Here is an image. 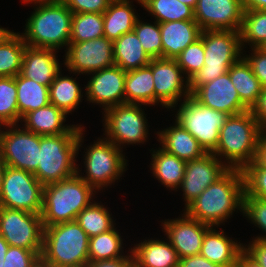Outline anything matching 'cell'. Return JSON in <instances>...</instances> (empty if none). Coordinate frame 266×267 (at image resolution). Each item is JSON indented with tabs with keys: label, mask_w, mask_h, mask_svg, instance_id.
I'll list each match as a JSON object with an SVG mask.
<instances>
[{
	"label": "cell",
	"mask_w": 266,
	"mask_h": 267,
	"mask_svg": "<svg viewBox=\"0 0 266 267\" xmlns=\"http://www.w3.org/2000/svg\"><path fill=\"white\" fill-rule=\"evenodd\" d=\"M244 191L242 170L229 169L183 211L188 217L217 228L237 209L242 212Z\"/></svg>",
	"instance_id": "1"
},
{
	"label": "cell",
	"mask_w": 266,
	"mask_h": 267,
	"mask_svg": "<svg viewBox=\"0 0 266 267\" xmlns=\"http://www.w3.org/2000/svg\"><path fill=\"white\" fill-rule=\"evenodd\" d=\"M263 130L251 110L231 115L219 131V141L212 152L229 169L243 170L262 156Z\"/></svg>",
	"instance_id": "2"
},
{
	"label": "cell",
	"mask_w": 266,
	"mask_h": 267,
	"mask_svg": "<svg viewBox=\"0 0 266 267\" xmlns=\"http://www.w3.org/2000/svg\"><path fill=\"white\" fill-rule=\"evenodd\" d=\"M35 4V5H34ZM21 33L27 46L53 50L67 49L73 13L62 1L36 2Z\"/></svg>",
	"instance_id": "3"
},
{
	"label": "cell",
	"mask_w": 266,
	"mask_h": 267,
	"mask_svg": "<svg viewBox=\"0 0 266 267\" xmlns=\"http://www.w3.org/2000/svg\"><path fill=\"white\" fill-rule=\"evenodd\" d=\"M96 192L77 173L45 185L40 214L43 227L76 220L77 215L92 203Z\"/></svg>",
	"instance_id": "4"
},
{
	"label": "cell",
	"mask_w": 266,
	"mask_h": 267,
	"mask_svg": "<svg viewBox=\"0 0 266 267\" xmlns=\"http://www.w3.org/2000/svg\"><path fill=\"white\" fill-rule=\"evenodd\" d=\"M40 135L39 165L33 173L43 185L70 178L77 172V158L84 133Z\"/></svg>",
	"instance_id": "5"
},
{
	"label": "cell",
	"mask_w": 266,
	"mask_h": 267,
	"mask_svg": "<svg viewBox=\"0 0 266 267\" xmlns=\"http://www.w3.org/2000/svg\"><path fill=\"white\" fill-rule=\"evenodd\" d=\"M89 239L76 220L44 227L41 258L50 267H87Z\"/></svg>",
	"instance_id": "6"
},
{
	"label": "cell",
	"mask_w": 266,
	"mask_h": 267,
	"mask_svg": "<svg viewBox=\"0 0 266 267\" xmlns=\"http://www.w3.org/2000/svg\"><path fill=\"white\" fill-rule=\"evenodd\" d=\"M200 37L204 45V66L189 80L192 94L199 86L228 72L243 52L240 33L233 30H204Z\"/></svg>",
	"instance_id": "7"
},
{
	"label": "cell",
	"mask_w": 266,
	"mask_h": 267,
	"mask_svg": "<svg viewBox=\"0 0 266 267\" xmlns=\"http://www.w3.org/2000/svg\"><path fill=\"white\" fill-rule=\"evenodd\" d=\"M87 146L83 155L85 158L84 172L82 175L79 165L77 174L97 192L115 184V181L123 175L128 165L123 150L115 146L112 142L103 138H98L93 145Z\"/></svg>",
	"instance_id": "8"
},
{
	"label": "cell",
	"mask_w": 266,
	"mask_h": 267,
	"mask_svg": "<svg viewBox=\"0 0 266 267\" xmlns=\"http://www.w3.org/2000/svg\"><path fill=\"white\" fill-rule=\"evenodd\" d=\"M140 104H120L103 111L104 137L115 146L144 144L148 139V120Z\"/></svg>",
	"instance_id": "9"
},
{
	"label": "cell",
	"mask_w": 266,
	"mask_h": 267,
	"mask_svg": "<svg viewBox=\"0 0 266 267\" xmlns=\"http://www.w3.org/2000/svg\"><path fill=\"white\" fill-rule=\"evenodd\" d=\"M182 101L174 120L188 130L207 153H212L219 141V131L229 115L203 106L191 95Z\"/></svg>",
	"instance_id": "10"
},
{
	"label": "cell",
	"mask_w": 266,
	"mask_h": 267,
	"mask_svg": "<svg viewBox=\"0 0 266 267\" xmlns=\"http://www.w3.org/2000/svg\"><path fill=\"white\" fill-rule=\"evenodd\" d=\"M43 189L33 173L7 166L0 191V206L41 214Z\"/></svg>",
	"instance_id": "11"
},
{
	"label": "cell",
	"mask_w": 266,
	"mask_h": 267,
	"mask_svg": "<svg viewBox=\"0 0 266 267\" xmlns=\"http://www.w3.org/2000/svg\"><path fill=\"white\" fill-rule=\"evenodd\" d=\"M43 231L40 214L0 206V235L9 246L33 250L41 256Z\"/></svg>",
	"instance_id": "12"
},
{
	"label": "cell",
	"mask_w": 266,
	"mask_h": 267,
	"mask_svg": "<svg viewBox=\"0 0 266 267\" xmlns=\"http://www.w3.org/2000/svg\"><path fill=\"white\" fill-rule=\"evenodd\" d=\"M3 127V130L0 127V154L4 163L34 173L39 165L40 135L19 124Z\"/></svg>",
	"instance_id": "13"
},
{
	"label": "cell",
	"mask_w": 266,
	"mask_h": 267,
	"mask_svg": "<svg viewBox=\"0 0 266 267\" xmlns=\"http://www.w3.org/2000/svg\"><path fill=\"white\" fill-rule=\"evenodd\" d=\"M65 51L64 67L77 76L87 75L115 65L113 41L106 37L83 42H70Z\"/></svg>",
	"instance_id": "14"
},
{
	"label": "cell",
	"mask_w": 266,
	"mask_h": 267,
	"mask_svg": "<svg viewBox=\"0 0 266 267\" xmlns=\"http://www.w3.org/2000/svg\"><path fill=\"white\" fill-rule=\"evenodd\" d=\"M152 74L155 90V104L162 105L167 110L177 107L191 94L189 80L184 78L182 69L175 59L156 58L152 59ZM174 107V108H173Z\"/></svg>",
	"instance_id": "15"
},
{
	"label": "cell",
	"mask_w": 266,
	"mask_h": 267,
	"mask_svg": "<svg viewBox=\"0 0 266 267\" xmlns=\"http://www.w3.org/2000/svg\"><path fill=\"white\" fill-rule=\"evenodd\" d=\"M244 14L242 0H198L194 20L204 30L239 32Z\"/></svg>",
	"instance_id": "16"
},
{
	"label": "cell",
	"mask_w": 266,
	"mask_h": 267,
	"mask_svg": "<svg viewBox=\"0 0 266 267\" xmlns=\"http://www.w3.org/2000/svg\"><path fill=\"white\" fill-rule=\"evenodd\" d=\"M87 75L91 78L84 87L86 90L84 95L89 103L103 107L104 111L125 104L126 71L114 65Z\"/></svg>",
	"instance_id": "17"
},
{
	"label": "cell",
	"mask_w": 266,
	"mask_h": 267,
	"mask_svg": "<svg viewBox=\"0 0 266 267\" xmlns=\"http://www.w3.org/2000/svg\"><path fill=\"white\" fill-rule=\"evenodd\" d=\"M229 168L213 153L186 163L181 188L185 207L196 199L208 186L222 177Z\"/></svg>",
	"instance_id": "18"
},
{
	"label": "cell",
	"mask_w": 266,
	"mask_h": 267,
	"mask_svg": "<svg viewBox=\"0 0 266 267\" xmlns=\"http://www.w3.org/2000/svg\"><path fill=\"white\" fill-rule=\"evenodd\" d=\"M163 222L161 226L167 240L180 259L200 254L205 233L210 225L188 217L184 212L181 217L166 219Z\"/></svg>",
	"instance_id": "19"
},
{
	"label": "cell",
	"mask_w": 266,
	"mask_h": 267,
	"mask_svg": "<svg viewBox=\"0 0 266 267\" xmlns=\"http://www.w3.org/2000/svg\"><path fill=\"white\" fill-rule=\"evenodd\" d=\"M191 96L203 106L224 112L229 116L249 110L241 102L228 72L199 86Z\"/></svg>",
	"instance_id": "20"
},
{
	"label": "cell",
	"mask_w": 266,
	"mask_h": 267,
	"mask_svg": "<svg viewBox=\"0 0 266 267\" xmlns=\"http://www.w3.org/2000/svg\"><path fill=\"white\" fill-rule=\"evenodd\" d=\"M56 50L26 46L20 74L38 84L50 86L62 72Z\"/></svg>",
	"instance_id": "21"
},
{
	"label": "cell",
	"mask_w": 266,
	"mask_h": 267,
	"mask_svg": "<svg viewBox=\"0 0 266 267\" xmlns=\"http://www.w3.org/2000/svg\"><path fill=\"white\" fill-rule=\"evenodd\" d=\"M67 114L53 104L33 110L25 114L20 122H24V129L38 135H60L65 133H79L82 125H68ZM82 126V127H81Z\"/></svg>",
	"instance_id": "22"
},
{
	"label": "cell",
	"mask_w": 266,
	"mask_h": 267,
	"mask_svg": "<svg viewBox=\"0 0 266 267\" xmlns=\"http://www.w3.org/2000/svg\"><path fill=\"white\" fill-rule=\"evenodd\" d=\"M244 249L243 243L228 237L224 230L211 226L205 233L200 254L222 267H238V259Z\"/></svg>",
	"instance_id": "23"
},
{
	"label": "cell",
	"mask_w": 266,
	"mask_h": 267,
	"mask_svg": "<svg viewBox=\"0 0 266 267\" xmlns=\"http://www.w3.org/2000/svg\"><path fill=\"white\" fill-rule=\"evenodd\" d=\"M160 24L162 58L175 59L188 45L200 38L202 29L195 20Z\"/></svg>",
	"instance_id": "24"
},
{
	"label": "cell",
	"mask_w": 266,
	"mask_h": 267,
	"mask_svg": "<svg viewBox=\"0 0 266 267\" xmlns=\"http://www.w3.org/2000/svg\"><path fill=\"white\" fill-rule=\"evenodd\" d=\"M156 134L161 148L186 162L199 159L207 153L198 140L177 121Z\"/></svg>",
	"instance_id": "25"
},
{
	"label": "cell",
	"mask_w": 266,
	"mask_h": 267,
	"mask_svg": "<svg viewBox=\"0 0 266 267\" xmlns=\"http://www.w3.org/2000/svg\"><path fill=\"white\" fill-rule=\"evenodd\" d=\"M130 250L134 267H179L180 258L168 240L144 239Z\"/></svg>",
	"instance_id": "26"
},
{
	"label": "cell",
	"mask_w": 266,
	"mask_h": 267,
	"mask_svg": "<svg viewBox=\"0 0 266 267\" xmlns=\"http://www.w3.org/2000/svg\"><path fill=\"white\" fill-rule=\"evenodd\" d=\"M151 166L155 179L161 182L169 190H179L185 174L186 161L179 159L177 156L168 153L159 147L156 150L151 149ZM178 189V190H177Z\"/></svg>",
	"instance_id": "27"
},
{
	"label": "cell",
	"mask_w": 266,
	"mask_h": 267,
	"mask_svg": "<svg viewBox=\"0 0 266 267\" xmlns=\"http://www.w3.org/2000/svg\"><path fill=\"white\" fill-rule=\"evenodd\" d=\"M125 104L155 106L152 60L144 67L126 71Z\"/></svg>",
	"instance_id": "28"
},
{
	"label": "cell",
	"mask_w": 266,
	"mask_h": 267,
	"mask_svg": "<svg viewBox=\"0 0 266 267\" xmlns=\"http://www.w3.org/2000/svg\"><path fill=\"white\" fill-rule=\"evenodd\" d=\"M132 4L133 0L110 3L103 13L104 37L114 42L121 35L133 31L139 15L135 13L136 10Z\"/></svg>",
	"instance_id": "29"
},
{
	"label": "cell",
	"mask_w": 266,
	"mask_h": 267,
	"mask_svg": "<svg viewBox=\"0 0 266 267\" xmlns=\"http://www.w3.org/2000/svg\"><path fill=\"white\" fill-rule=\"evenodd\" d=\"M113 53L115 66L124 71L147 66L152 60L134 31L121 35L113 42Z\"/></svg>",
	"instance_id": "30"
},
{
	"label": "cell",
	"mask_w": 266,
	"mask_h": 267,
	"mask_svg": "<svg viewBox=\"0 0 266 267\" xmlns=\"http://www.w3.org/2000/svg\"><path fill=\"white\" fill-rule=\"evenodd\" d=\"M228 73L241 102L251 110L257 103L263 87L254 75L250 65L241 57L230 67Z\"/></svg>",
	"instance_id": "31"
},
{
	"label": "cell",
	"mask_w": 266,
	"mask_h": 267,
	"mask_svg": "<svg viewBox=\"0 0 266 267\" xmlns=\"http://www.w3.org/2000/svg\"><path fill=\"white\" fill-rule=\"evenodd\" d=\"M72 76H63L60 72L49 86V102L66 114H72L82 102L83 93L80 84Z\"/></svg>",
	"instance_id": "32"
},
{
	"label": "cell",
	"mask_w": 266,
	"mask_h": 267,
	"mask_svg": "<svg viewBox=\"0 0 266 267\" xmlns=\"http://www.w3.org/2000/svg\"><path fill=\"white\" fill-rule=\"evenodd\" d=\"M26 46L19 32L7 30L0 37V77H15L20 73Z\"/></svg>",
	"instance_id": "33"
},
{
	"label": "cell",
	"mask_w": 266,
	"mask_h": 267,
	"mask_svg": "<svg viewBox=\"0 0 266 267\" xmlns=\"http://www.w3.org/2000/svg\"><path fill=\"white\" fill-rule=\"evenodd\" d=\"M17 103L21 118L36 109L47 106L49 102V87L38 84L32 79L16 76Z\"/></svg>",
	"instance_id": "34"
},
{
	"label": "cell",
	"mask_w": 266,
	"mask_h": 267,
	"mask_svg": "<svg viewBox=\"0 0 266 267\" xmlns=\"http://www.w3.org/2000/svg\"><path fill=\"white\" fill-rule=\"evenodd\" d=\"M116 229L114 226L107 232L90 237L88 248L89 264L100 260H111L126 256L123 253V239Z\"/></svg>",
	"instance_id": "35"
},
{
	"label": "cell",
	"mask_w": 266,
	"mask_h": 267,
	"mask_svg": "<svg viewBox=\"0 0 266 267\" xmlns=\"http://www.w3.org/2000/svg\"><path fill=\"white\" fill-rule=\"evenodd\" d=\"M141 6L158 23L194 20V9L178 0H142Z\"/></svg>",
	"instance_id": "36"
},
{
	"label": "cell",
	"mask_w": 266,
	"mask_h": 267,
	"mask_svg": "<svg viewBox=\"0 0 266 267\" xmlns=\"http://www.w3.org/2000/svg\"><path fill=\"white\" fill-rule=\"evenodd\" d=\"M108 208L100 203H92L84 208L76 217V222L89 237L111 230L116 224Z\"/></svg>",
	"instance_id": "37"
},
{
	"label": "cell",
	"mask_w": 266,
	"mask_h": 267,
	"mask_svg": "<svg viewBox=\"0 0 266 267\" xmlns=\"http://www.w3.org/2000/svg\"><path fill=\"white\" fill-rule=\"evenodd\" d=\"M239 33L242 49L247 44L261 47L266 42V10H244Z\"/></svg>",
	"instance_id": "38"
},
{
	"label": "cell",
	"mask_w": 266,
	"mask_h": 267,
	"mask_svg": "<svg viewBox=\"0 0 266 267\" xmlns=\"http://www.w3.org/2000/svg\"><path fill=\"white\" fill-rule=\"evenodd\" d=\"M103 14L75 13L71 21L70 42H83L104 37Z\"/></svg>",
	"instance_id": "39"
},
{
	"label": "cell",
	"mask_w": 266,
	"mask_h": 267,
	"mask_svg": "<svg viewBox=\"0 0 266 267\" xmlns=\"http://www.w3.org/2000/svg\"><path fill=\"white\" fill-rule=\"evenodd\" d=\"M17 86L15 77H0V127L18 124Z\"/></svg>",
	"instance_id": "40"
},
{
	"label": "cell",
	"mask_w": 266,
	"mask_h": 267,
	"mask_svg": "<svg viewBox=\"0 0 266 267\" xmlns=\"http://www.w3.org/2000/svg\"><path fill=\"white\" fill-rule=\"evenodd\" d=\"M245 192L266 200V158L260 156L243 170Z\"/></svg>",
	"instance_id": "41"
},
{
	"label": "cell",
	"mask_w": 266,
	"mask_h": 267,
	"mask_svg": "<svg viewBox=\"0 0 266 267\" xmlns=\"http://www.w3.org/2000/svg\"><path fill=\"white\" fill-rule=\"evenodd\" d=\"M133 31L151 59L162 58L161 31L160 24L157 21L151 24L138 18Z\"/></svg>",
	"instance_id": "42"
},
{
	"label": "cell",
	"mask_w": 266,
	"mask_h": 267,
	"mask_svg": "<svg viewBox=\"0 0 266 267\" xmlns=\"http://www.w3.org/2000/svg\"><path fill=\"white\" fill-rule=\"evenodd\" d=\"M204 45L200 37L188 45L176 58L185 78L190 80L204 66Z\"/></svg>",
	"instance_id": "43"
},
{
	"label": "cell",
	"mask_w": 266,
	"mask_h": 267,
	"mask_svg": "<svg viewBox=\"0 0 266 267\" xmlns=\"http://www.w3.org/2000/svg\"><path fill=\"white\" fill-rule=\"evenodd\" d=\"M242 214L265 234L256 236L255 239L266 241V200L244 191Z\"/></svg>",
	"instance_id": "44"
},
{
	"label": "cell",
	"mask_w": 266,
	"mask_h": 267,
	"mask_svg": "<svg viewBox=\"0 0 266 267\" xmlns=\"http://www.w3.org/2000/svg\"><path fill=\"white\" fill-rule=\"evenodd\" d=\"M40 257L33 250L9 246L4 257L3 267H32Z\"/></svg>",
	"instance_id": "45"
},
{
	"label": "cell",
	"mask_w": 266,
	"mask_h": 267,
	"mask_svg": "<svg viewBox=\"0 0 266 267\" xmlns=\"http://www.w3.org/2000/svg\"><path fill=\"white\" fill-rule=\"evenodd\" d=\"M73 13L103 14L109 7L110 0H61Z\"/></svg>",
	"instance_id": "46"
},
{
	"label": "cell",
	"mask_w": 266,
	"mask_h": 267,
	"mask_svg": "<svg viewBox=\"0 0 266 267\" xmlns=\"http://www.w3.org/2000/svg\"><path fill=\"white\" fill-rule=\"evenodd\" d=\"M252 53L242 54L262 87H266V51L261 47L250 48Z\"/></svg>",
	"instance_id": "47"
},
{
	"label": "cell",
	"mask_w": 266,
	"mask_h": 267,
	"mask_svg": "<svg viewBox=\"0 0 266 267\" xmlns=\"http://www.w3.org/2000/svg\"><path fill=\"white\" fill-rule=\"evenodd\" d=\"M252 239L248 245L244 244V250L263 267H266V241Z\"/></svg>",
	"instance_id": "48"
},
{
	"label": "cell",
	"mask_w": 266,
	"mask_h": 267,
	"mask_svg": "<svg viewBox=\"0 0 266 267\" xmlns=\"http://www.w3.org/2000/svg\"><path fill=\"white\" fill-rule=\"evenodd\" d=\"M253 117L262 130L266 128V87H263L257 103L251 108Z\"/></svg>",
	"instance_id": "49"
},
{
	"label": "cell",
	"mask_w": 266,
	"mask_h": 267,
	"mask_svg": "<svg viewBox=\"0 0 266 267\" xmlns=\"http://www.w3.org/2000/svg\"><path fill=\"white\" fill-rule=\"evenodd\" d=\"M129 251L125 257L91 262L87 267H134L133 254Z\"/></svg>",
	"instance_id": "50"
},
{
	"label": "cell",
	"mask_w": 266,
	"mask_h": 267,
	"mask_svg": "<svg viewBox=\"0 0 266 267\" xmlns=\"http://www.w3.org/2000/svg\"><path fill=\"white\" fill-rule=\"evenodd\" d=\"M179 267H222L221 265L212 263L201 254L193 255L179 259Z\"/></svg>",
	"instance_id": "51"
},
{
	"label": "cell",
	"mask_w": 266,
	"mask_h": 267,
	"mask_svg": "<svg viewBox=\"0 0 266 267\" xmlns=\"http://www.w3.org/2000/svg\"><path fill=\"white\" fill-rule=\"evenodd\" d=\"M238 267H263L254 260L244 249L241 251L238 259Z\"/></svg>",
	"instance_id": "52"
},
{
	"label": "cell",
	"mask_w": 266,
	"mask_h": 267,
	"mask_svg": "<svg viewBox=\"0 0 266 267\" xmlns=\"http://www.w3.org/2000/svg\"><path fill=\"white\" fill-rule=\"evenodd\" d=\"M244 10H266V0H242Z\"/></svg>",
	"instance_id": "53"
},
{
	"label": "cell",
	"mask_w": 266,
	"mask_h": 267,
	"mask_svg": "<svg viewBox=\"0 0 266 267\" xmlns=\"http://www.w3.org/2000/svg\"><path fill=\"white\" fill-rule=\"evenodd\" d=\"M9 248L7 241L0 235V267H3L4 257Z\"/></svg>",
	"instance_id": "54"
},
{
	"label": "cell",
	"mask_w": 266,
	"mask_h": 267,
	"mask_svg": "<svg viewBox=\"0 0 266 267\" xmlns=\"http://www.w3.org/2000/svg\"><path fill=\"white\" fill-rule=\"evenodd\" d=\"M6 167L7 165L4 163V160L0 154V191H1L2 181H3V175H4Z\"/></svg>",
	"instance_id": "55"
},
{
	"label": "cell",
	"mask_w": 266,
	"mask_h": 267,
	"mask_svg": "<svg viewBox=\"0 0 266 267\" xmlns=\"http://www.w3.org/2000/svg\"><path fill=\"white\" fill-rule=\"evenodd\" d=\"M32 267H50L41 257L33 264Z\"/></svg>",
	"instance_id": "56"
},
{
	"label": "cell",
	"mask_w": 266,
	"mask_h": 267,
	"mask_svg": "<svg viewBox=\"0 0 266 267\" xmlns=\"http://www.w3.org/2000/svg\"><path fill=\"white\" fill-rule=\"evenodd\" d=\"M178 1H180L182 4L188 5L189 7L195 9L198 0H178Z\"/></svg>",
	"instance_id": "57"
},
{
	"label": "cell",
	"mask_w": 266,
	"mask_h": 267,
	"mask_svg": "<svg viewBox=\"0 0 266 267\" xmlns=\"http://www.w3.org/2000/svg\"><path fill=\"white\" fill-rule=\"evenodd\" d=\"M49 1H61V0H23V3L32 4L33 2L36 3V2H49Z\"/></svg>",
	"instance_id": "58"
},
{
	"label": "cell",
	"mask_w": 266,
	"mask_h": 267,
	"mask_svg": "<svg viewBox=\"0 0 266 267\" xmlns=\"http://www.w3.org/2000/svg\"><path fill=\"white\" fill-rule=\"evenodd\" d=\"M111 2H128L130 0H110ZM137 1L140 5H142V0H134Z\"/></svg>",
	"instance_id": "59"
},
{
	"label": "cell",
	"mask_w": 266,
	"mask_h": 267,
	"mask_svg": "<svg viewBox=\"0 0 266 267\" xmlns=\"http://www.w3.org/2000/svg\"><path fill=\"white\" fill-rule=\"evenodd\" d=\"M8 29L0 27V37L7 31Z\"/></svg>",
	"instance_id": "60"
},
{
	"label": "cell",
	"mask_w": 266,
	"mask_h": 267,
	"mask_svg": "<svg viewBox=\"0 0 266 267\" xmlns=\"http://www.w3.org/2000/svg\"><path fill=\"white\" fill-rule=\"evenodd\" d=\"M261 48L266 51V42L261 46Z\"/></svg>",
	"instance_id": "61"
}]
</instances>
